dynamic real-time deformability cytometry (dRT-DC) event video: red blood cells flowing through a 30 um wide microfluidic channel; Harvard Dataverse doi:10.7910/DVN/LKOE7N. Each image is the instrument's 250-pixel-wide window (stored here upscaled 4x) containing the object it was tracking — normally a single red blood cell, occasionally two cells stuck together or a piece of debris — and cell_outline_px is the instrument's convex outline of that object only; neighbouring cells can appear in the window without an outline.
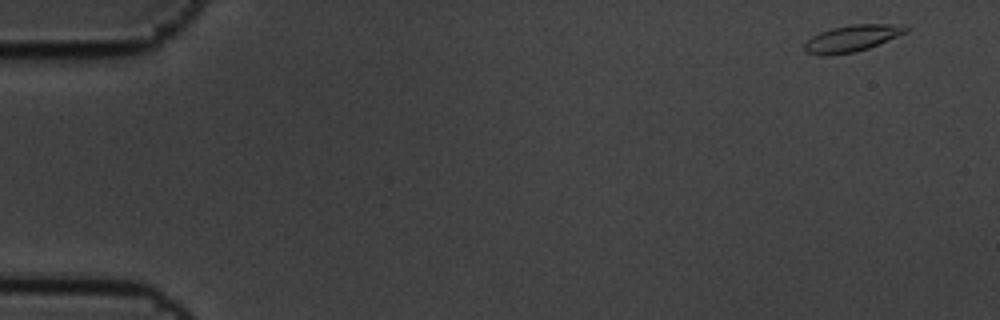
{"species": "common noctule bat (a hibernating species)", "species_latin": "Nyctalus noctula", "temperature_condition": "cold", "stored_images_in_passage": 15, "camera_frame_rate_fps": 3000, "um_per_image_px": 0.085, "animal": {"sex": "male", "body_mass_g": 19.5, "forearm_length_mm": 54.6}, "frame": {"image": 1, "passage_image": 1, "time_ms": 0.0, "image_size_px": [1000, 320], "cell_outline_px": [[912, 28], [908, 32], [868, 48], [852, 52], [808, 52], [804, 48], [804, 44], [812, 36], [820, 32], [832, 28], [852, 24], [888, 24]], "centroid_in_image_um": [72.51, 3.2], "position_along_channel_um": 12.5, "area_um2": 14.8}}
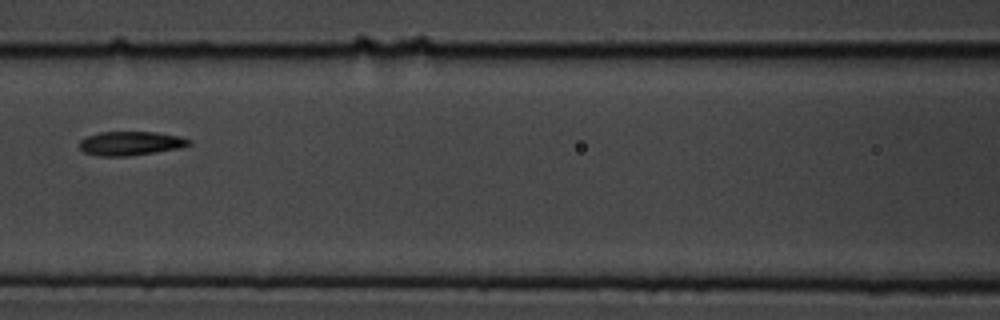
{"frame": {"image": 2, "passage_image": 7, "time_ms": 2.0, "image_size_px": [1000, 320], "cell_outline_px": [[192, 144], [180, 148], [128, 156], [96, 156], [84, 152], [80, 148], [80, 140], [88, 136], [100, 132], [156, 132], [180, 136], [192, 140]], "centroid_in_image_um": [11.12, 12.18], "position_along_channel_um": 155.5, "area_um2": 15.32}}
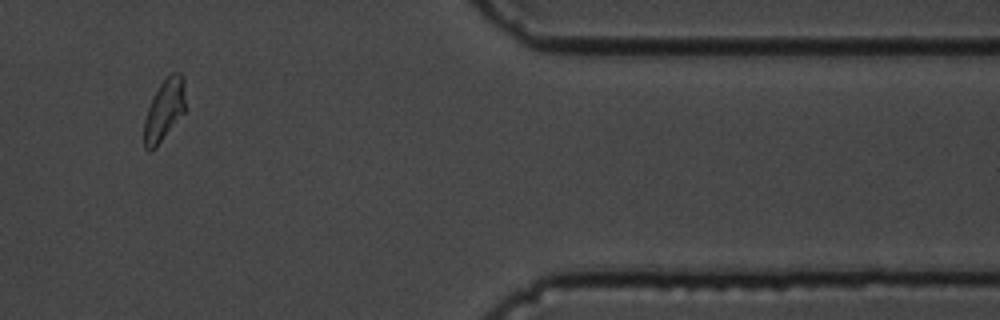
{"frame": {"image": 3, "passage_image": 13, "time_ms": 4.0, "image_size_px": [1000, 320], "cell_outline_px": [[184, 112], [156, 148], [148, 152], [144, 148], [144, 120], [152, 96], [160, 84], [172, 72], [180, 72], [184, 80]], "centroid_in_image_um": [13.94, 9.37], "position_along_channel_um": 397.5, "area_um2": 14.74}}